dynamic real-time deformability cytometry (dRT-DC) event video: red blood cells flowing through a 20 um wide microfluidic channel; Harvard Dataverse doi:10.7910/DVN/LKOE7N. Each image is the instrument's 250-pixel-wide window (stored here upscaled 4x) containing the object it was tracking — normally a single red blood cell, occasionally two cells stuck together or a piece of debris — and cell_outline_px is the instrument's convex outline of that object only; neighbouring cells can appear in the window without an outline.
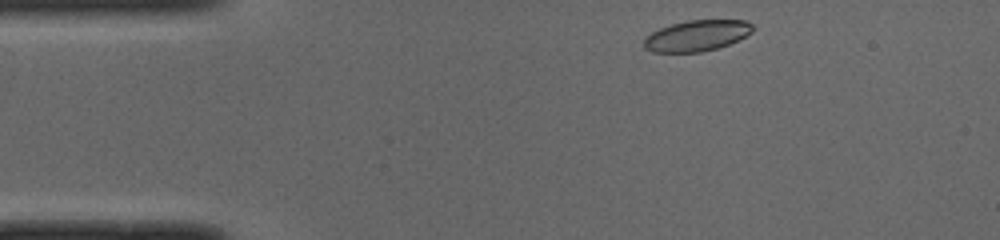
{"species": "common noctule bat (a hibernating species)", "species_latin": "Nyctalus noctula", "temperature_condition": "cold", "stored_images_in_passage": 43, "camera_frame_rate_fps": 3000, "um_per_image_px": 0.085, "animal": {"sex": "male", "body_mass_g": 19.0, "forearm_length_mm": 50.8}, "frame": {"image": 1, "passage_image": 1, "time_ms": 0.0, "image_size_px": [1000, 240], "cell_outline_px": [[752, 32], [728, 44], [716, 48], [700, 52], [652, 52], [644, 48], [644, 36], [660, 28], [672, 24], [688, 20], [748, 20], [752, 24]], "centroid_in_image_um": [59.19, 3.02], "position_along_channel_um": 25.8, "area_um2": 19.48}}
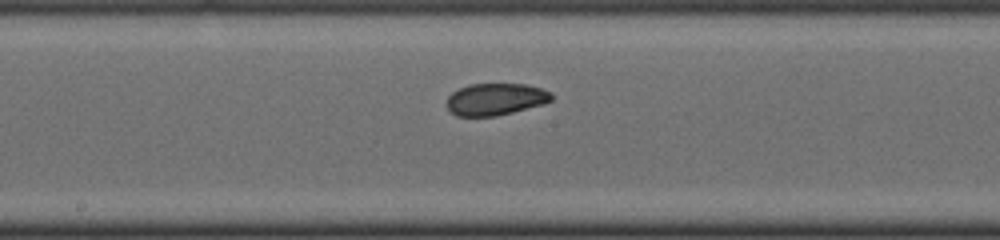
{"frame": {"image": 2, "passage_image": 19, "time_ms": 6.0, "image_size_px": [1000, 240], "cell_outline_px": [[552, 100], [544, 104], [496, 116], [456, 116], [448, 108], [448, 96], [452, 92], [468, 84], [524, 84], [540, 88], [552, 92]], "centroid_in_image_um": [42.13, 8.43], "position_along_channel_um": 206.1, "area_um2": 19.42}}
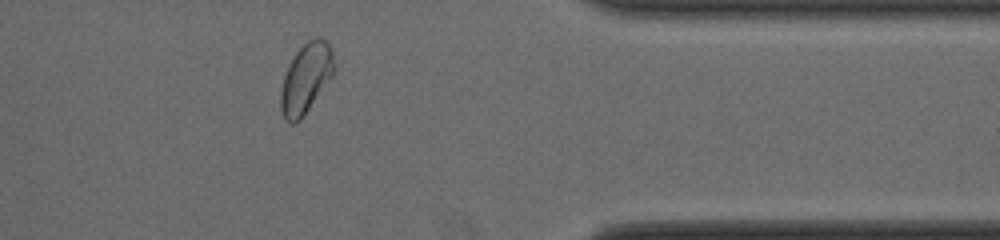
{"frame": {"image": 3, "passage_image": 34, "time_ms": 11.0, "image_size_px": [1000, 240], "cell_outline_px": [[336, 68], [332, 76], [300, 120], [296, 124], [288, 124], [284, 120], [280, 108], [280, 92], [284, 76], [296, 52], [308, 40], [316, 36], [320, 36], [328, 40], [336, 64]], "centroid_in_image_um": [26.02, 6.65], "position_along_channel_um": 385.4, "area_um2": 21.85}, "authors_computed_cell_mechanics": {"area_um2": 20.2878, "velocity_mm_per_s": 3.9579, "shape_relaxation_time_tau1_ms": 5.2788, "shape_relaxation_time_tau2_ms": 1.8499, "deformation_change_tau1": 0.1283, "deformation_change_tau2": 0.0567}}